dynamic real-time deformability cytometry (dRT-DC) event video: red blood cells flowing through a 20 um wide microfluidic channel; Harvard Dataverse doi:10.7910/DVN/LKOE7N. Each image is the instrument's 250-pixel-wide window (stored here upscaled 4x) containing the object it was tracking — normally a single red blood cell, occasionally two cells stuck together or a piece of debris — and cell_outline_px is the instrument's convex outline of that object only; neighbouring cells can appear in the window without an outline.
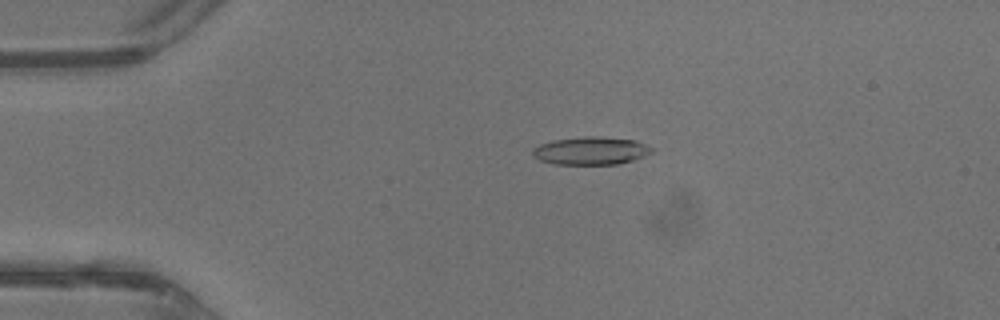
{"species": "common noctule bat (a hibernating species)", "species_latin": "Nyctalus noctula", "temperature_condition": "warm", "stored_images_in_passage": 44, "camera_frame_rate_fps": 3000, "um_per_image_px": 0.085, "animal": {"sex": "male", "body_mass_g": 13.3}, "frame": {"image": 1, "passage_image": 10, "time_ms": 3.0, "image_size_px": [1000, 320], "cell_outline_px": [[652, 152], [644, 156], [632, 160], [616, 164], [552, 164], [540, 160], [532, 156], [532, 148], [540, 144], [552, 140], [584, 136], [600, 136], [636, 140], [652, 148]], "centroid_in_image_um": [50.18, 12.8], "position_along_channel_um": 34.8, "area_um2": 19.42}}
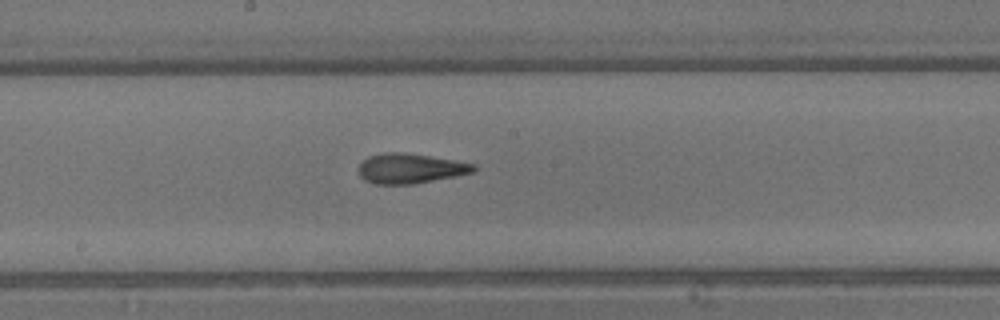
{"frame": {"image": 2, "passage_image": 24, "time_ms": 7.667, "image_size_px": [1000, 320], "cell_outline_px": [[476, 168], [472, 172], [456, 176], [412, 184], [376, 184], [364, 180], [360, 176], [360, 164], [368, 156], [384, 152], [404, 152], [476, 164]], "centroid_in_image_um": [34.85, 14.32], "position_along_channel_um": 213.3, "area_um2": 19.83}}
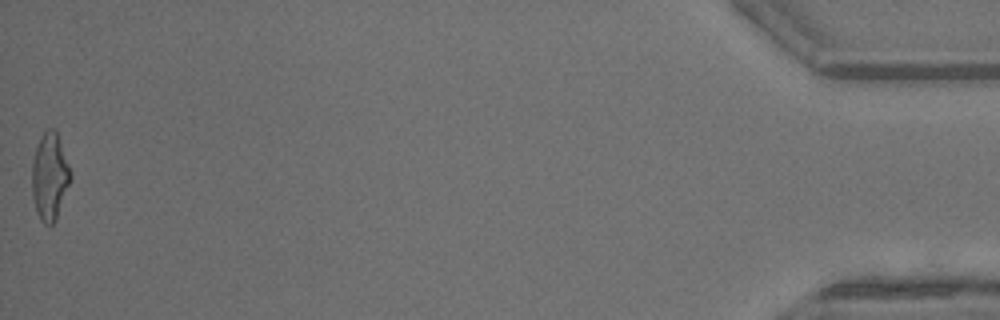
{"frame": {"image": 3, "passage_image": 44, "time_ms": 14.333, "image_size_px": [1000, 320], "cell_outline_px": [[72, 180], [56, 220], [52, 224], [44, 224], [40, 220], [36, 212], [32, 196], [32, 164], [36, 148], [44, 132], [48, 128], [52, 128], [56, 132], [72, 172]], "centroid_in_image_um": [4.24, 15.06], "position_along_channel_um": 431.0, "area_um2": 19.65}, "authors_computed_cell_mechanics": {"area_um2": 19.6231, "velocity_mm_per_s": 4.7938, "shape_relaxation_time_tau1_ms": 5.2072, "shape_relaxation_time_tau2_ms": 1.7373, "deformation_change_tau1": 0.2205, "deformation_change_tau2": 0.1209}}